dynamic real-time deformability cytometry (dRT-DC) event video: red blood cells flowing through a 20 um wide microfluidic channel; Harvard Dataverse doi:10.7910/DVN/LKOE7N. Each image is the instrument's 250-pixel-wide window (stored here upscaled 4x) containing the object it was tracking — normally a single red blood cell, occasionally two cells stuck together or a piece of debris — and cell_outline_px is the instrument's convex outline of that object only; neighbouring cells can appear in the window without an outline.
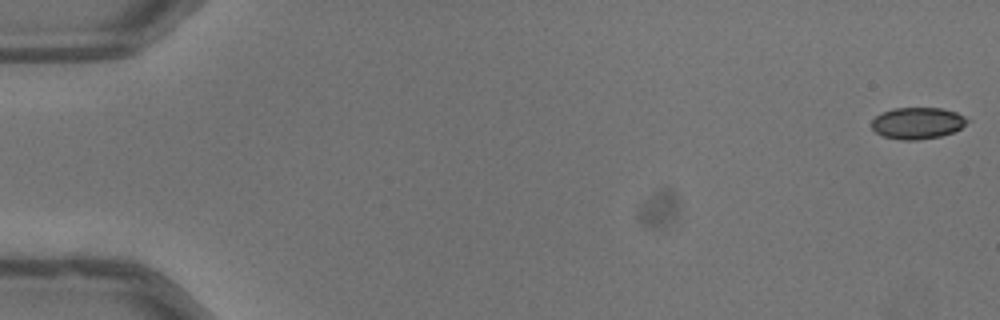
{"species": "common noctule bat (a hibernating species)", "species_latin": "Nyctalus noctula", "temperature_condition": "warm", "stored_images_in_passage": 11, "camera_frame_rate_fps": 3000, "um_per_image_px": 0.085, "animal": {"sex": "male", "body_mass_g": 13.3}, "frame": {"image": 1, "passage_image": 1, "time_ms": 0.0, "image_size_px": [1000, 320], "cell_outline_px": [[968, 120], [960, 128], [952, 132], [940, 136], [916, 140], [900, 140], [884, 136], [876, 132], [872, 128], [872, 120], [880, 112], [892, 108], [940, 108], [956, 112], [964, 116]], "centroid_in_image_um": [77.94, 10.46], "position_along_channel_um": 7.1, "area_um2": 17.46}}